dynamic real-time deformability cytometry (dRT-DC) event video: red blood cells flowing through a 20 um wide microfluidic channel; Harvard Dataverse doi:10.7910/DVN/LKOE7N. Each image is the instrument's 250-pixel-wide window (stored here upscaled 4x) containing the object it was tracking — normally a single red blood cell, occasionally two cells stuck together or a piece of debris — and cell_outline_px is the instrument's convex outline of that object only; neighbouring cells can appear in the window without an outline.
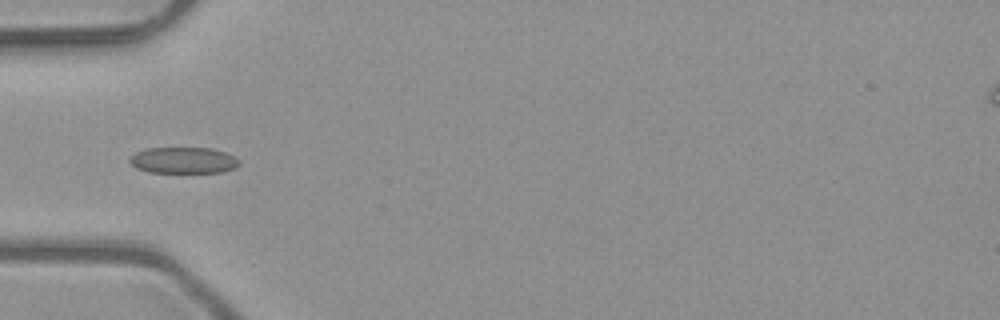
{"species": "common noctule bat (a hibernating species)", "species_latin": "Nyctalus noctula", "temperature_condition": "room temperature", "stored_images_in_passage": 5, "camera_frame_rate_fps": 3000, "um_per_image_px": 0.085, "animal": {"sex": "male", "body_mass_g": 23.1, "forearm_length_mm": 52.7}, "frame": {"image": 1, "passage_image": 4, "time_ms": 1.0, "image_size_px": [1000, 320], "cell_outline_px": [[240, 164], [236, 168], [220, 172], [148, 172], [136, 168], [128, 160], [136, 152], [148, 148], [212, 148], [236, 156], [240, 160]], "centroid_in_image_um": [15.63, 13.62], "position_along_channel_um": 69.4, "area_um2": 16.76}}
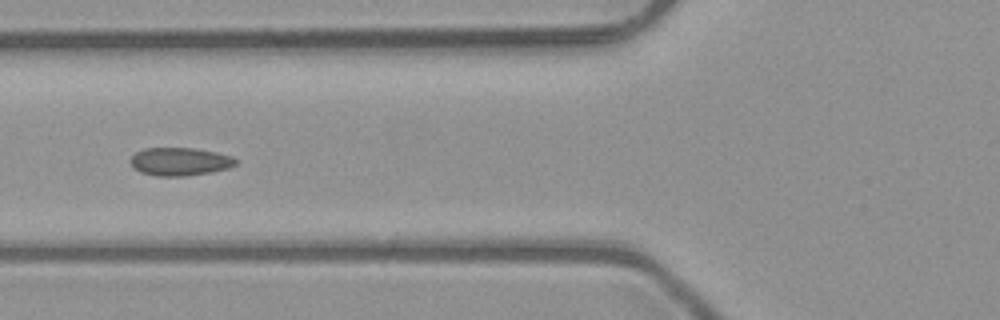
{"frame": {"image": 2, "passage_image": 5, "time_ms": 1.333, "image_size_px": [1000, 320], "cell_outline_px": [[236, 164], [228, 168], [212, 172], [184, 176], [156, 176], [140, 172], [132, 164], [132, 156], [136, 152], [144, 148], [192, 148], [216, 152], [232, 156], [236, 160]], "centroid_in_image_um": [15.31, 13.73], "position_along_channel_um": 110.5, "area_um2": 17.05}}